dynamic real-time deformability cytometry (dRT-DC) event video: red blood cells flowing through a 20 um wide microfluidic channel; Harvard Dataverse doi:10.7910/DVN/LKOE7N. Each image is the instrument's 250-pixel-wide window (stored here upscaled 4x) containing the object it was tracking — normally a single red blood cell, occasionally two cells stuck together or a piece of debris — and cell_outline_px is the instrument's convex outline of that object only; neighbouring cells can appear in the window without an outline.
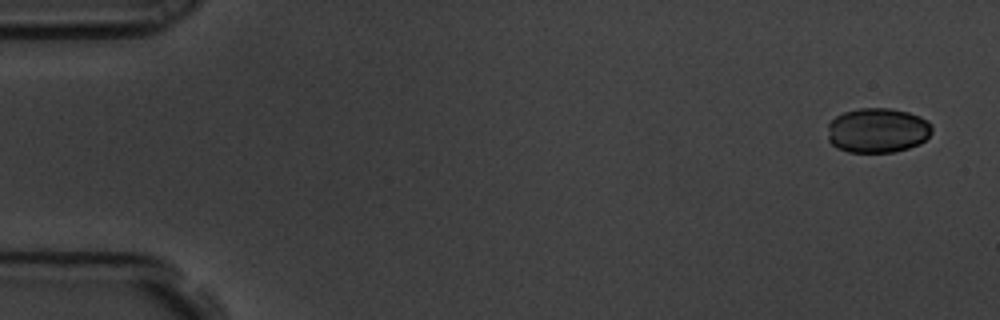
{"species": "common noctule bat (a hibernating species)", "species_latin": "Nyctalus noctula", "temperature_condition": "room temperature", "stored_images_in_passage": 5, "camera_frame_rate_fps": 3000, "um_per_image_px": 0.085, "animal": {"sex": "male", "body_mass_g": 19.5, "forearm_length_mm": 54.6}, "frame": {"image": 1, "passage_image": 1, "time_ms": 0.0, "image_size_px": [1000, 320], "cell_outline_px": [[932, 132], [920, 144], [908, 148], [892, 152], [848, 152], [836, 148], [828, 140], [828, 124], [836, 116], [844, 112], [860, 108], [888, 108], [908, 112], [920, 116], [928, 120], [932, 124]], "centroid_in_image_um": [74.6, 11.08], "position_along_channel_um": 10.4, "area_um2": 27.4}}
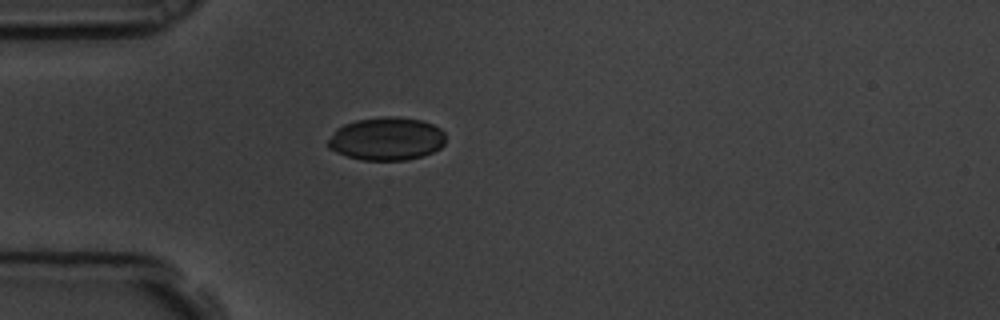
{"frame": {"image": 2, "passage_image": 5, "time_ms": 1.333, "image_size_px": [1000, 320], "cell_outline_px": [[444, 144], [440, 148], [432, 152], [420, 156], [404, 160], [360, 160], [336, 152], [328, 148], [328, 140], [336, 128], [344, 124], [356, 120], [384, 116], [396, 116], [420, 120], [432, 124], [440, 128], [444, 132]], "centroid_in_image_um": [32.84, 11.79], "position_along_channel_um": 52.2, "area_um2": 29.48}}